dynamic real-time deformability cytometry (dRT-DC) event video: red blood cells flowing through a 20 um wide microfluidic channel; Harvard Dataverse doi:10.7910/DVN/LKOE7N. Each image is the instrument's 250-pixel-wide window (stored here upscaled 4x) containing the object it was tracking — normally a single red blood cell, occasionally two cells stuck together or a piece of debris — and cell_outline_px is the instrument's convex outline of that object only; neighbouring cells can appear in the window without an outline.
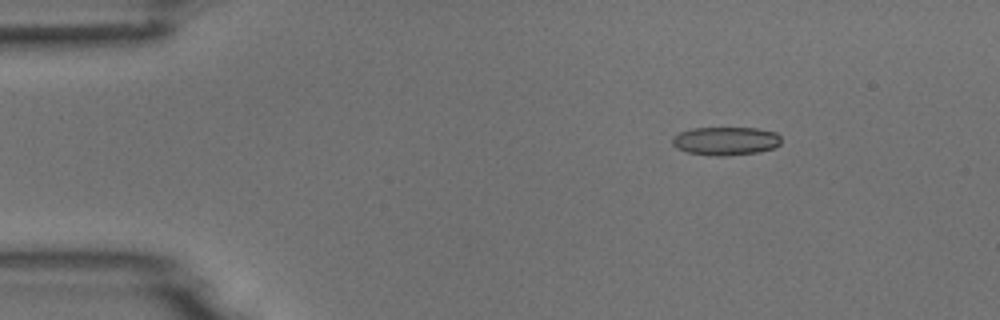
{"species": "common noctule bat (a hibernating species)", "species_latin": "Nyctalus noctula", "temperature_condition": "room temperature", "stored_images_in_passage": 6, "camera_frame_rate_fps": 3000, "um_per_image_px": 0.085, "animal": {"sex": "male", "body_mass_g": 18.8}, "frame": {"image": 1, "passage_image": 3, "time_ms": 0.667, "image_size_px": [1000, 320], "cell_outline_px": [[780, 144], [772, 148], [756, 152], [728, 156], [716, 156], [688, 152], [676, 148], [672, 144], [672, 136], [680, 132], [692, 128], [756, 128], [776, 132], [780, 136]], "centroid_in_image_um": [61.66, 11.98], "position_along_channel_um": 23.3, "area_um2": 17.98}}
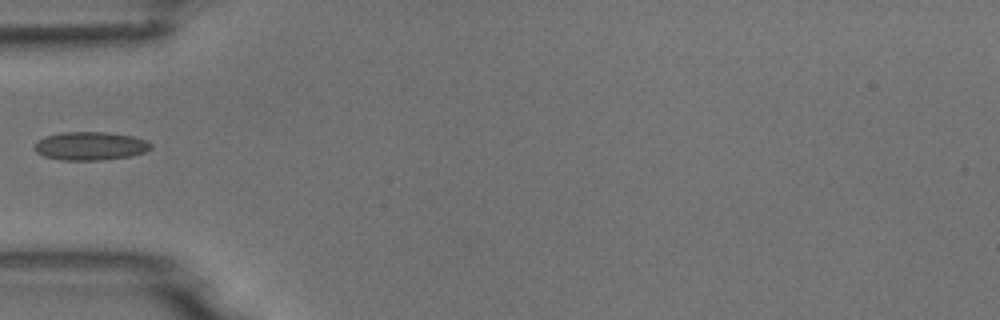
{"frame": {"image": 2, "passage_image": 6, "time_ms": 1.667, "image_size_px": [1000, 320], "cell_outline_px": [[152, 148], [144, 152], [132, 156], [100, 160], [60, 160], [44, 156], [36, 152], [32, 148], [36, 140], [44, 136], [60, 132], [108, 132], [132, 136], [148, 140], [152, 144]], "centroid_in_image_um": [7.65, 12.4], "position_along_channel_um": 77.3, "area_um2": 19.59}}